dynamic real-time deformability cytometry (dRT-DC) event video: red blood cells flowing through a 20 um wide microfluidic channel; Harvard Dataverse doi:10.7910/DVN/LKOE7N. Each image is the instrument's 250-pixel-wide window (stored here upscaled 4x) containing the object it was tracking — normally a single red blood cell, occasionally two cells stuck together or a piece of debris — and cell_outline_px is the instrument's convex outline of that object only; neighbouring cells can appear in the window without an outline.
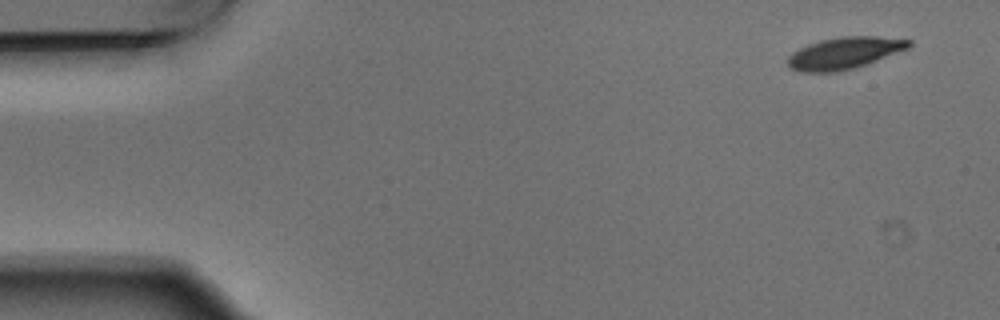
{"species": "Egyptian fruit bat (a non-hibernating species)", "species_latin": "Rousettus aegyptiacus", "temperature_condition": "warm", "stored_images_in_passage": 6, "camera_frame_rate_fps": 3000, "um_per_image_px": 0.085, "animal": {"sex": "male"}, "frame": {"image": 1, "passage_image": 1, "time_ms": 0.0, "image_size_px": [1000, 320], "cell_outline_px": [[912, 44], [908, 48], [868, 64], [836, 72], [800, 72], [792, 68], [788, 64], [788, 56], [792, 52], [808, 44], [820, 40], [840, 36], [876, 36], [912, 40]], "centroid_in_image_um": [71.78, 4.5], "position_along_channel_um": 13.2, "area_um2": 22.43}}
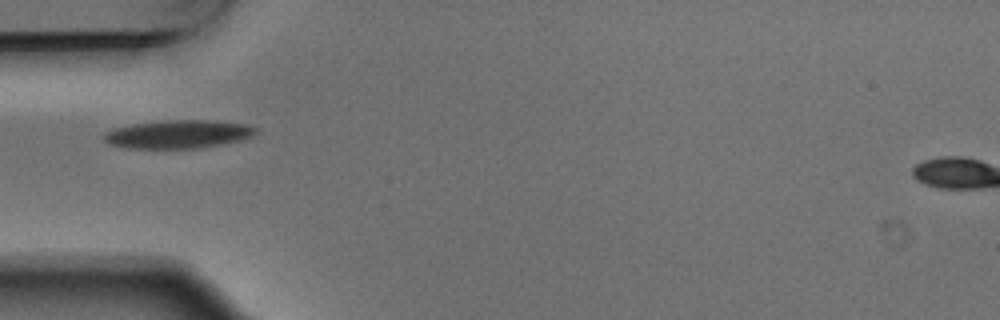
{"frame": {"image": 2, "passage_image": 5, "time_ms": 1.333, "image_size_px": [1000, 320], "cell_outline_px": [[256, 132], [252, 136], [240, 140], [200, 148], [124, 148], [108, 144], [100, 136], [104, 132], [112, 128], [132, 124], [160, 120], [212, 120], [248, 124], [256, 128]], "centroid_in_image_um": [15.07, 11.4], "position_along_channel_um": 69.9, "area_um2": 25.32}}
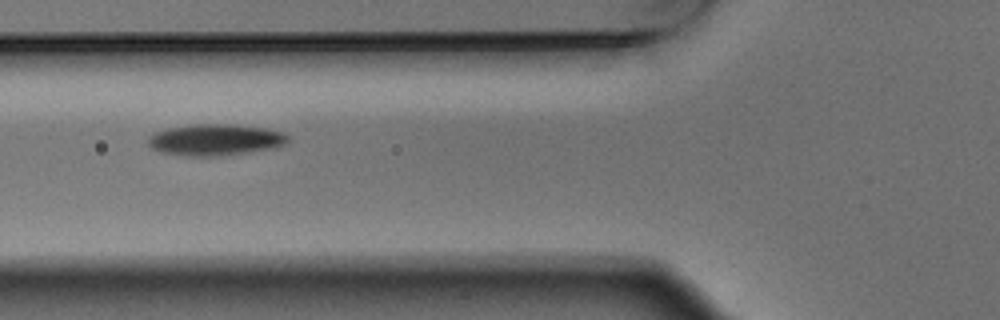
{"frame": {"image": 3, "passage_image": 6, "time_ms": 1.667, "image_size_px": [1000, 320], "cell_outline_px": [[288, 140], [284, 144], [276, 148], [248, 152], [212, 156], [192, 156], [164, 152], [152, 148], [148, 144], [148, 136], [156, 132], [168, 128], [188, 124], [232, 124], [264, 128], [284, 132], [288, 136]], "centroid_in_image_um": [18.32, 11.86], "position_along_channel_um": 107.5, "area_um2": 25.43}}